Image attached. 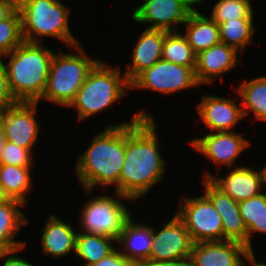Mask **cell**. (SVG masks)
Returning <instances> with one entry per match:
<instances>
[{
  "mask_svg": "<svg viewBox=\"0 0 266 266\" xmlns=\"http://www.w3.org/2000/svg\"><path fill=\"white\" fill-rule=\"evenodd\" d=\"M116 239L109 236H97L88 232L78 231L76 235L75 255L90 266L111 254L116 247Z\"/></svg>",
  "mask_w": 266,
  "mask_h": 266,
  "instance_id": "obj_25",
  "label": "cell"
},
{
  "mask_svg": "<svg viewBox=\"0 0 266 266\" xmlns=\"http://www.w3.org/2000/svg\"><path fill=\"white\" fill-rule=\"evenodd\" d=\"M32 153L34 152L29 149L7 141L2 153L0 164L32 167L34 159Z\"/></svg>",
  "mask_w": 266,
  "mask_h": 266,
  "instance_id": "obj_32",
  "label": "cell"
},
{
  "mask_svg": "<svg viewBox=\"0 0 266 266\" xmlns=\"http://www.w3.org/2000/svg\"><path fill=\"white\" fill-rule=\"evenodd\" d=\"M132 13L136 23H152L148 28L167 32L179 31L190 14L181 0H144Z\"/></svg>",
  "mask_w": 266,
  "mask_h": 266,
  "instance_id": "obj_13",
  "label": "cell"
},
{
  "mask_svg": "<svg viewBox=\"0 0 266 266\" xmlns=\"http://www.w3.org/2000/svg\"><path fill=\"white\" fill-rule=\"evenodd\" d=\"M9 251V249L0 241V259L4 258V255Z\"/></svg>",
  "mask_w": 266,
  "mask_h": 266,
  "instance_id": "obj_42",
  "label": "cell"
},
{
  "mask_svg": "<svg viewBox=\"0 0 266 266\" xmlns=\"http://www.w3.org/2000/svg\"><path fill=\"white\" fill-rule=\"evenodd\" d=\"M240 215L247 229V248L253 250V233L266 234V192L238 202Z\"/></svg>",
  "mask_w": 266,
  "mask_h": 266,
  "instance_id": "obj_27",
  "label": "cell"
},
{
  "mask_svg": "<svg viewBox=\"0 0 266 266\" xmlns=\"http://www.w3.org/2000/svg\"><path fill=\"white\" fill-rule=\"evenodd\" d=\"M38 102H16L0 107V123L5 129L7 141L33 152L39 135L36 111Z\"/></svg>",
  "mask_w": 266,
  "mask_h": 266,
  "instance_id": "obj_10",
  "label": "cell"
},
{
  "mask_svg": "<svg viewBox=\"0 0 266 266\" xmlns=\"http://www.w3.org/2000/svg\"><path fill=\"white\" fill-rule=\"evenodd\" d=\"M234 47L219 43L196 55L195 76L200 85L209 83L233 70L238 65V55Z\"/></svg>",
  "mask_w": 266,
  "mask_h": 266,
  "instance_id": "obj_18",
  "label": "cell"
},
{
  "mask_svg": "<svg viewBox=\"0 0 266 266\" xmlns=\"http://www.w3.org/2000/svg\"><path fill=\"white\" fill-rule=\"evenodd\" d=\"M167 31L145 28L132 51V64L124 71L131 82L143 70L151 67L162 59V49Z\"/></svg>",
  "mask_w": 266,
  "mask_h": 266,
  "instance_id": "obj_19",
  "label": "cell"
},
{
  "mask_svg": "<svg viewBox=\"0 0 266 266\" xmlns=\"http://www.w3.org/2000/svg\"><path fill=\"white\" fill-rule=\"evenodd\" d=\"M234 90L242 98L241 106L244 117L252 112L255 120L266 121V75L248 81L244 80Z\"/></svg>",
  "mask_w": 266,
  "mask_h": 266,
  "instance_id": "obj_24",
  "label": "cell"
},
{
  "mask_svg": "<svg viewBox=\"0 0 266 266\" xmlns=\"http://www.w3.org/2000/svg\"><path fill=\"white\" fill-rule=\"evenodd\" d=\"M244 258L246 259V261H248L247 263H249L250 265L245 264L246 262ZM244 258H242L240 266H266V263L264 262H257L253 250H249V252L244 256Z\"/></svg>",
  "mask_w": 266,
  "mask_h": 266,
  "instance_id": "obj_38",
  "label": "cell"
},
{
  "mask_svg": "<svg viewBox=\"0 0 266 266\" xmlns=\"http://www.w3.org/2000/svg\"><path fill=\"white\" fill-rule=\"evenodd\" d=\"M26 245L20 246L15 249H10L5 255L3 259L4 263L2 266H35L34 264H31L29 261H26L25 259L18 257L17 252L19 253L20 250H23Z\"/></svg>",
  "mask_w": 266,
  "mask_h": 266,
  "instance_id": "obj_35",
  "label": "cell"
},
{
  "mask_svg": "<svg viewBox=\"0 0 266 266\" xmlns=\"http://www.w3.org/2000/svg\"><path fill=\"white\" fill-rule=\"evenodd\" d=\"M100 60L89 72L76 98L68 108L77 110L78 121L104 111L121 97L128 94L130 82L119 67Z\"/></svg>",
  "mask_w": 266,
  "mask_h": 266,
  "instance_id": "obj_4",
  "label": "cell"
},
{
  "mask_svg": "<svg viewBox=\"0 0 266 266\" xmlns=\"http://www.w3.org/2000/svg\"><path fill=\"white\" fill-rule=\"evenodd\" d=\"M183 5L189 10L190 13H194V12H199L197 11V8L195 9V5L199 4L201 5V3L204 0H181Z\"/></svg>",
  "mask_w": 266,
  "mask_h": 266,
  "instance_id": "obj_39",
  "label": "cell"
},
{
  "mask_svg": "<svg viewBox=\"0 0 266 266\" xmlns=\"http://www.w3.org/2000/svg\"><path fill=\"white\" fill-rule=\"evenodd\" d=\"M9 197L6 195L3 186L0 182V204L9 201Z\"/></svg>",
  "mask_w": 266,
  "mask_h": 266,
  "instance_id": "obj_41",
  "label": "cell"
},
{
  "mask_svg": "<svg viewBox=\"0 0 266 266\" xmlns=\"http://www.w3.org/2000/svg\"><path fill=\"white\" fill-rule=\"evenodd\" d=\"M262 174H263V182H264V188L266 187V164L264 167H262Z\"/></svg>",
  "mask_w": 266,
  "mask_h": 266,
  "instance_id": "obj_43",
  "label": "cell"
},
{
  "mask_svg": "<svg viewBox=\"0 0 266 266\" xmlns=\"http://www.w3.org/2000/svg\"><path fill=\"white\" fill-rule=\"evenodd\" d=\"M199 85L193 68L161 59L139 73L130 82V89H146L168 95Z\"/></svg>",
  "mask_w": 266,
  "mask_h": 266,
  "instance_id": "obj_9",
  "label": "cell"
},
{
  "mask_svg": "<svg viewBox=\"0 0 266 266\" xmlns=\"http://www.w3.org/2000/svg\"><path fill=\"white\" fill-rule=\"evenodd\" d=\"M23 41L21 15L17 9L9 18L0 22V59Z\"/></svg>",
  "mask_w": 266,
  "mask_h": 266,
  "instance_id": "obj_31",
  "label": "cell"
},
{
  "mask_svg": "<svg viewBox=\"0 0 266 266\" xmlns=\"http://www.w3.org/2000/svg\"><path fill=\"white\" fill-rule=\"evenodd\" d=\"M16 102L4 62L0 59V107L10 106Z\"/></svg>",
  "mask_w": 266,
  "mask_h": 266,
  "instance_id": "obj_33",
  "label": "cell"
},
{
  "mask_svg": "<svg viewBox=\"0 0 266 266\" xmlns=\"http://www.w3.org/2000/svg\"><path fill=\"white\" fill-rule=\"evenodd\" d=\"M18 9V0H0V22L9 18Z\"/></svg>",
  "mask_w": 266,
  "mask_h": 266,
  "instance_id": "obj_36",
  "label": "cell"
},
{
  "mask_svg": "<svg viewBox=\"0 0 266 266\" xmlns=\"http://www.w3.org/2000/svg\"><path fill=\"white\" fill-rule=\"evenodd\" d=\"M111 195H98L87 200L80 211V231L118 240L125 223L132 216L128 207Z\"/></svg>",
  "mask_w": 266,
  "mask_h": 266,
  "instance_id": "obj_7",
  "label": "cell"
},
{
  "mask_svg": "<svg viewBox=\"0 0 266 266\" xmlns=\"http://www.w3.org/2000/svg\"><path fill=\"white\" fill-rule=\"evenodd\" d=\"M204 180V195L219 212L223 226V241L235 240L247 247V229L240 215L238 202L219 189L210 179Z\"/></svg>",
  "mask_w": 266,
  "mask_h": 266,
  "instance_id": "obj_16",
  "label": "cell"
},
{
  "mask_svg": "<svg viewBox=\"0 0 266 266\" xmlns=\"http://www.w3.org/2000/svg\"><path fill=\"white\" fill-rule=\"evenodd\" d=\"M44 225L41 247L46 256L62 257L75 253L76 235L70 223L63 222L53 213Z\"/></svg>",
  "mask_w": 266,
  "mask_h": 266,
  "instance_id": "obj_20",
  "label": "cell"
},
{
  "mask_svg": "<svg viewBox=\"0 0 266 266\" xmlns=\"http://www.w3.org/2000/svg\"><path fill=\"white\" fill-rule=\"evenodd\" d=\"M152 228V249L149 260L189 261L193 246L190 233L175 214L160 230Z\"/></svg>",
  "mask_w": 266,
  "mask_h": 266,
  "instance_id": "obj_11",
  "label": "cell"
},
{
  "mask_svg": "<svg viewBox=\"0 0 266 266\" xmlns=\"http://www.w3.org/2000/svg\"><path fill=\"white\" fill-rule=\"evenodd\" d=\"M226 177L218 178L206 172L203 179H210L219 189L236 202L244 201L262 193L264 187L262 170L250 166H236Z\"/></svg>",
  "mask_w": 266,
  "mask_h": 266,
  "instance_id": "obj_17",
  "label": "cell"
},
{
  "mask_svg": "<svg viewBox=\"0 0 266 266\" xmlns=\"http://www.w3.org/2000/svg\"><path fill=\"white\" fill-rule=\"evenodd\" d=\"M186 32L183 35L187 38L193 52L197 55L220 43L219 25L210 17H206L201 12L190 13L184 23Z\"/></svg>",
  "mask_w": 266,
  "mask_h": 266,
  "instance_id": "obj_22",
  "label": "cell"
},
{
  "mask_svg": "<svg viewBox=\"0 0 266 266\" xmlns=\"http://www.w3.org/2000/svg\"><path fill=\"white\" fill-rule=\"evenodd\" d=\"M253 19L239 18L220 23V42L234 47L241 55H244V49L252 43L256 30Z\"/></svg>",
  "mask_w": 266,
  "mask_h": 266,
  "instance_id": "obj_28",
  "label": "cell"
},
{
  "mask_svg": "<svg viewBox=\"0 0 266 266\" xmlns=\"http://www.w3.org/2000/svg\"><path fill=\"white\" fill-rule=\"evenodd\" d=\"M153 118L126 124L125 161L119 178V195L136 201L162 181L166 162L159 151Z\"/></svg>",
  "mask_w": 266,
  "mask_h": 266,
  "instance_id": "obj_1",
  "label": "cell"
},
{
  "mask_svg": "<svg viewBox=\"0 0 266 266\" xmlns=\"http://www.w3.org/2000/svg\"><path fill=\"white\" fill-rule=\"evenodd\" d=\"M139 118H154L146 112L132 114L131 121L111 124L102 132L94 136L89 147L77 159L75 173L85 188L86 194L97 186H116L115 195L119 199H131L119 195V178L125 161L126 151V124L132 123Z\"/></svg>",
  "mask_w": 266,
  "mask_h": 266,
  "instance_id": "obj_2",
  "label": "cell"
},
{
  "mask_svg": "<svg viewBox=\"0 0 266 266\" xmlns=\"http://www.w3.org/2000/svg\"><path fill=\"white\" fill-rule=\"evenodd\" d=\"M69 48L72 50L71 53H62V51L58 54L54 53L47 86L41 98L63 107L70 106L85 78L100 61L87 56L80 43Z\"/></svg>",
  "mask_w": 266,
  "mask_h": 266,
  "instance_id": "obj_6",
  "label": "cell"
},
{
  "mask_svg": "<svg viewBox=\"0 0 266 266\" xmlns=\"http://www.w3.org/2000/svg\"><path fill=\"white\" fill-rule=\"evenodd\" d=\"M252 3L248 0H218L210 18L218 23L239 18H255Z\"/></svg>",
  "mask_w": 266,
  "mask_h": 266,
  "instance_id": "obj_30",
  "label": "cell"
},
{
  "mask_svg": "<svg viewBox=\"0 0 266 266\" xmlns=\"http://www.w3.org/2000/svg\"><path fill=\"white\" fill-rule=\"evenodd\" d=\"M90 266H136V262L129 260L128 258L123 256L119 248L118 250L116 248L107 257Z\"/></svg>",
  "mask_w": 266,
  "mask_h": 266,
  "instance_id": "obj_34",
  "label": "cell"
},
{
  "mask_svg": "<svg viewBox=\"0 0 266 266\" xmlns=\"http://www.w3.org/2000/svg\"><path fill=\"white\" fill-rule=\"evenodd\" d=\"M32 167L0 164V182L9 199L27 204V193L30 192Z\"/></svg>",
  "mask_w": 266,
  "mask_h": 266,
  "instance_id": "obj_26",
  "label": "cell"
},
{
  "mask_svg": "<svg viewBox=\"0 0 266 266\" xmlns=\"http://www.w3.org/2000/svg\"><path fill=\"white\" fill-rule=\"evenodd\" d=\"M198 116L210 132H231L244 117L234 99L205 94L197 105Z\"/></svg>",
  "mask_w": 266,
  "mask_h": 266,
  "instance_id": "obj_15",
  "label": "cell"
},
{
  "mask_svg": "<svg viewBox=\"0 0 266 266\" xmlns=\"http://www.w3.org/2000/svg\"><path fill=\"white\" fill-rule=\"evenodd\" d=\"M136 266H188L187 261H153L143 260L136 263Z\"/></svg>",
  "mask_w": 266,
  "mask_h": 266,
  "instance_id": "obj_37",
  "label": "cell"
},
{
  "mask_svg": "<svg viewBox=\"0 0 266 266\" xmlns=\"http://www.w3.org/2000/svg\"><path fill=\"white\" fill-rule=\"evenodd\" d=\"M19 207H24V204L12 199L0 204V241L9 250L26 245V242L15 239L21 227L29 223Z\"/></svg>",
  "mask_w": 266,
  "mask_h": 266,
  "instance_id": "obj_23",
  "label": "cell"
},
{
  "mask_svg": "<svg viewBox=\"0 0 266 266\" xmlns=\"http://www.w3.org/2000/svg\"><path fill=\"white\" fill-rule=\"evenodd\" d=\"M243 134L231 132H209L203 137L190 141L193 148L204 155L207 160L219 166L234 167L238 156L250 146V142L242 137Z\"/></svg>",
  "mask_w": 266,
  "mask_h": 266,
  "instance_id": "obj_12",
  "label": "cell"
},
{
  "mask_svg": "<svg viewBox=\"0 0 266 266\" xmlns=\"http://www.w3.org/2000/svg\"><path fill=\"white\" fill-rule=\"evenodd\" d=\"M122 245L123 256L134 262L149 260L152 249V227L144 223H136L131 216L124 225V228L116 242Z\"/></svg>",
  "mask_w": 266,
  "mask_h": 266,
  "instance_id": "obj_21",
  "label": "cell"
},
{
  "mask_svg": "<svg viewBox=\"0 0 266 266\" xmlns=\"http://www.w3.org/2000/svg\"><path fill=\"white\" fill-rule=\"evenodd\" d=\"M249 249L235 240L193 243L188 266H240Z\"/></svg>",
  "mask_w": 266,
  "mask_h": 266,
  "instance_id": "obj_14",
  "label": "cell"
},
{
  "mask_svg": "<svg viewBox=\"0 0 266 266\" xmlns=\"http://www.w3.org/2000/svg\"><path fill=\"white\" fill-rule=\"evenodd\" d=\"M162 60L191 67L194 70L196 66V54L189 45L187 38L178 31L168 32L165 35Z\"/></svg>",
  "mask_w": 266,
  "mask_h": 266,
  "instance_id": "obj_29",
  "label": "cell"
},
{
  "mask_svg": "<svg viewBox=\"0 0 266 266\" xmlns=\"http://www.w3.org/2000/svg\"><path fill=\"white\" fill-rule=\"evenodd\" d=\"M176 215L182 220L194 243L223 241V226L219 212L202 194L182 198Z\"/></svg>",
  "mask_w": 266,
  "mask_h": 266,
  "instance_id": "obj_8",
  "label": "cell"
},
{
  "mask_svg": "<svg viewBox=\"0 0 266 266\" xmlns=\"http://www.w3.org/2000/svg\"><path fill=\"white\" fill-rule=\"evenodd\" d=\"M55 52L41 43L23 41L5 58L4 64L17 102H40L47 86L51 60Z\"/></svg>",
  "mask_w": 266,
  "mask_h": 266,
  "instance_id": "obj_3",
  "label": "cell"
},
{
  "mask_svg": "<svg viewBox=\"0 0 266 266\" xmlns=\"http://www.w3.org/2000/svg\"><path fill=\"white\" fill-rule=\"evenodd\" d=\"M6 142H7V139L5 135V129L2 127L0 123V161H1L2 153L5 148Z\"/></svg>",
  "mask_w": 266,
  "mask_h": 266,
  "instance_id": "obj_40",
  "label": "cell"
},
{
  "mask_svg": "<svg viewBox=\"0 0 266 266\" xmlns=\"http://www.w3.org/2000/svg\"><path fill=\"white\" fill-rule=\"evenodd\" d=\"M18 10L25 42L41 43L44 37H52L67 47L79 44L70 31V8L60 0H18Z\"/></svg>",
  "mask_w": 266,
  "mask_h": 266,
  "instance_id": "obj_5",
  "label": "cell"
}]
</instances>
